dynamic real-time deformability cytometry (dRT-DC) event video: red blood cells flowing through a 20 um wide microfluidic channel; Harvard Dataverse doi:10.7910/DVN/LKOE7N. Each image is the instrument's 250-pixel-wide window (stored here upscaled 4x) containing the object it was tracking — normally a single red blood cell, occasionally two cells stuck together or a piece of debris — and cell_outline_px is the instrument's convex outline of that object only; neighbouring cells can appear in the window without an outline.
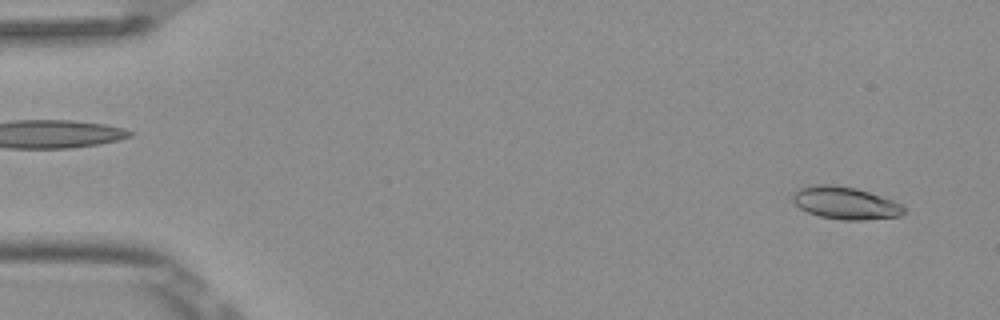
{"species": "Egyptian fruit bat (a non-hibernating species)", "species_latin": "Rousettus aegyptiacus", "temperature_condition": "room temperature", "stored_images_in_passage": 6, "camera_frame_rate_fps": 3000, "um_per_image_px": 0.085, "frame": {"image": 1, "passage_image": 1, "time_ms": 0.0, "image_size_px": [1000, 320], "cell_outline_px": [[908, 212], [900, 216], [864, 220], [840, 220], [820, 216], [808, 212], [800, 208], [792, 200], [792, 192], [800, 188], [816, 184], [836, 184], [856, 188], [892, 200], [908, 208]], "centroid_in_image_um": [71.87, 17.26], "position_along_channel_um": 13.1, "area_um2": 21.21}}
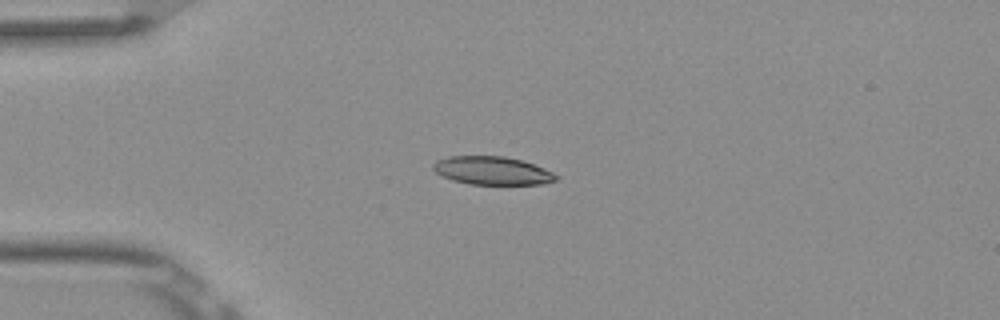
{"frame": {"image": 2, "passage_image": 4, "time_ms": 1.0, "image_size_px": [1000, 320], "cell_outline_px": [[560, 176], [556, 180], [544, 184], [468, 184], [452, 180], [436, 172], [432, 168], [432, 164], [436, 160], [448, 156], [504, 156], [520, 160], [544, 168]], "centroid_in_image_um": [41.83, 14.5], "position_along_channel_um": 43.2, "area_um2": 20.17}}
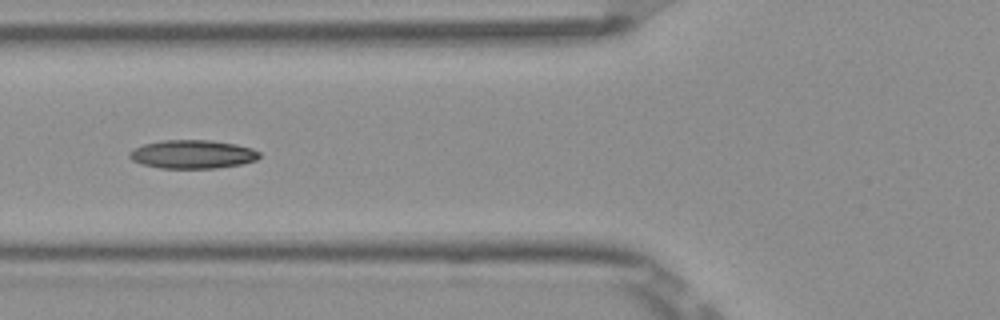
{"frame": {"image": 3, "passage_image": 6, "time_ms": 1.667, "image_size_px": [1000, 320], "cell_outline_px": [[260, 156], [256, 160], [240, 164], [216, 168], [160, 168], [140, 164], [132, 160], [128, 156], [128, 152], [132, 148], [144, 144], [160, 140], [212, 140], [236, 144], [252, 148], [260, 152]], "centroid_in_image_um": [16.33, 13.1], "position_along_channel_um": 109.5, "area_um2": 21.79}}